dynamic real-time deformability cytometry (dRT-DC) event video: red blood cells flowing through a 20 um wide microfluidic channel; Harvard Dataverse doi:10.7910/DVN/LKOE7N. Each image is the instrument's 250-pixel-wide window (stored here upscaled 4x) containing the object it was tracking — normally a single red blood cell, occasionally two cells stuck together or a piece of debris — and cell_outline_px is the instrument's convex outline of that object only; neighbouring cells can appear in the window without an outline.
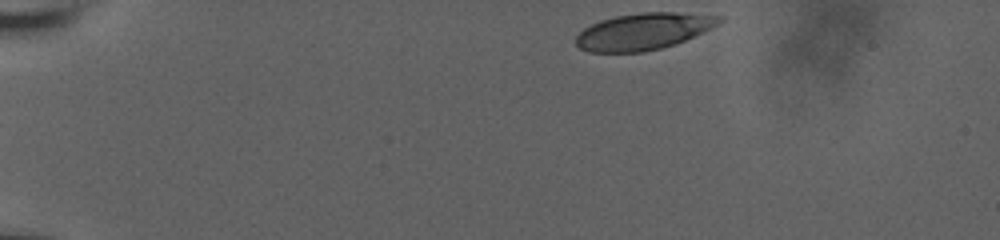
{"species": "human", "species_latin": "Homo sapiens", "temperature_condition": "room temperature", "stored_images_in_passage": 9, "camera_frame_rate_fps": 3000, "um_per_image_px": 0.085, "donor": {"sex": "male"}, "frame": {"image": 1, "passage_image": 1, "time_ms": 0.0, "image_size_px": [1000, 240], "cell_outline_px": [[724, 20], [720, 24], [712, 28], [676, 44], [644, 52], [588, 52], [580, 48], [576, 44], [576, 36], [584, 28], [600, 20], [616, 16], [640, 12], [676, 12], [724, 16]], "centroid_in_image_um": [54.73, 2.66], "position_along_channel_um": 30.3, "area_um2": 30.75}}
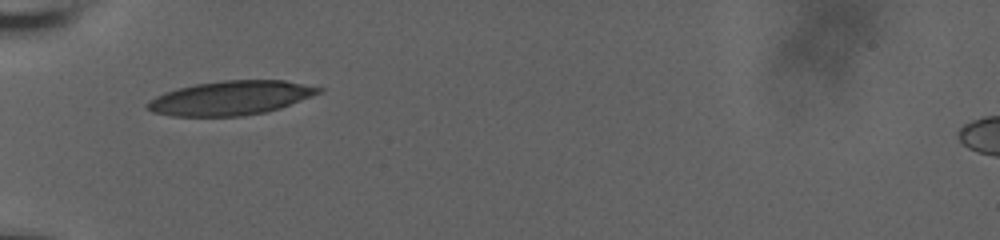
{"frame": {"image": 2, "passage_image": 7, "time_ms": 2.0, "image_size_px": [1000, 240], "cell_outline_px": [[324, 92], [280, 108], [264, 112], [240, 116], [172, 116], [152, 112], [144, 108], [144, 104], [148, 100], [164, 92], [176, 88], [196, 84], [224, 80], [284, 80], [324, 88]], "centroid_in_image_um": [19.58, 8.32], "position_along_channel_um": 65.4, "area_um2": 34.28}}
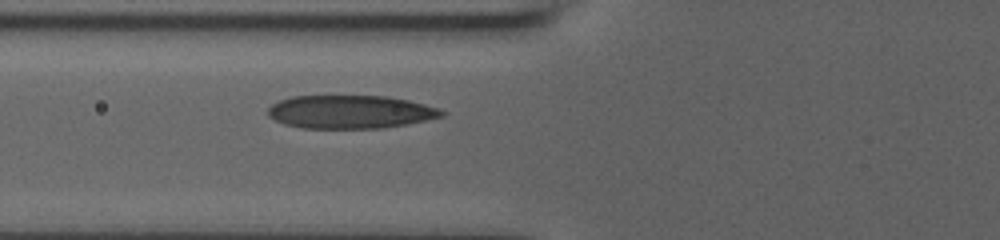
{"frame": {"image": 3, "passage_image": 9, "time_ms": 2.667, "image_size_px": [1000, 240], "cell_outline_px": [[448, 112], [444, 116], [404, 124], [380, 128], [304, 128], [284, 124], [268, 116], [268, 108], [272, 104], [280, 100], [292, 96], [388, 96], [408, 100], [440, 108]], "centroid_in_image_um": [29.78, 9.5], "position_along_channel_um": 96.0, "area_um2": 33.58}}